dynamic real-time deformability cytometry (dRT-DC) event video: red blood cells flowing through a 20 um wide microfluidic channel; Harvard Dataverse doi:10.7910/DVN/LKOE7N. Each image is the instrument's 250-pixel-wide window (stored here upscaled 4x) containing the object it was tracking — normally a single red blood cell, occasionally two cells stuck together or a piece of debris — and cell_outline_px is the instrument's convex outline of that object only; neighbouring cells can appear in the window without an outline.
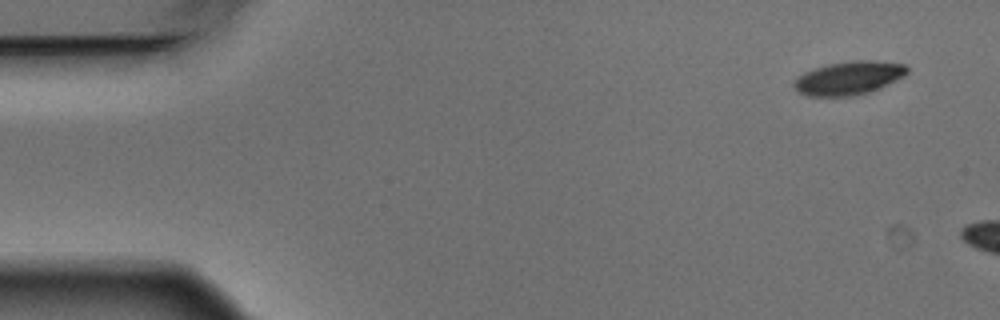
{"species": "Egyptian fruit bat (a non-hibernating species)", "species_latin": "Rousettus aegyptiacus", "temperature_condition": "warm", "stored_images_in_passage": 3, "camera_frame_rate_fps": 3000, "um_per_image_px": 0.085, "animal": {"sex": "male"}, "frame": {"image": 1, "passage_image": 1, "time_ms": 0.0, "image_size_px": [1000, 320], "cell_outline_px": [[908, 72], [904, 76], [880, 88], [868, 92], [852, 96], [808, 96], [800, 92], [792, 84], [804, 72], [828, 64], [856, 60], [872, 60], [904, 64], [908, 68]], "centroid_in_image_um": [72.17, 6.63], "position_along_channel_um": 12.8, "area_um2": 21.79}}